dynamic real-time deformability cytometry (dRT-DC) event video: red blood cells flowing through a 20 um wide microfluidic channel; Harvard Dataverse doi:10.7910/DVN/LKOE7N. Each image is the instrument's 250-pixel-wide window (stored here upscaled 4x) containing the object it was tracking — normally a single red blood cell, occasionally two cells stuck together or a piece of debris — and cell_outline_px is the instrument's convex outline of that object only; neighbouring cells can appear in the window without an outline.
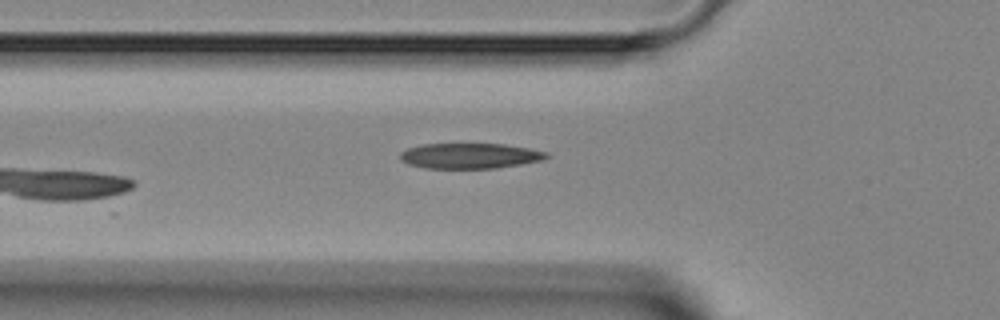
{"species": "Egyptian fruit bat (a non-hibernating species)", "species_latin": "Rousettus aegyptiacus", "temperature_condition": "room temperature", "stored_images_in_passage": 4, "segment_of_instrument_passage": [1, 2], "camera_frame_rate_fps": 3000, "um_per_image_px": 0.085, "animal": {"sex": "female"}, "frame": {"image": 1, "passage_image": 3, "time_ms": 2.333, "image_size_px": [1000, 320], "cell_outline_px": [[548, 156], [540, 160], [520, 164], [496, 168], [424, 168], [408, 164], [400, 160], [400, 152], [408, 148], [420, 144], [504, 144], [528, 148], [548, 152]], "centroid_in_image_um": [39.89, 13.24], "position_along_channel_um": 85.9, "area_um2": 21.56}}